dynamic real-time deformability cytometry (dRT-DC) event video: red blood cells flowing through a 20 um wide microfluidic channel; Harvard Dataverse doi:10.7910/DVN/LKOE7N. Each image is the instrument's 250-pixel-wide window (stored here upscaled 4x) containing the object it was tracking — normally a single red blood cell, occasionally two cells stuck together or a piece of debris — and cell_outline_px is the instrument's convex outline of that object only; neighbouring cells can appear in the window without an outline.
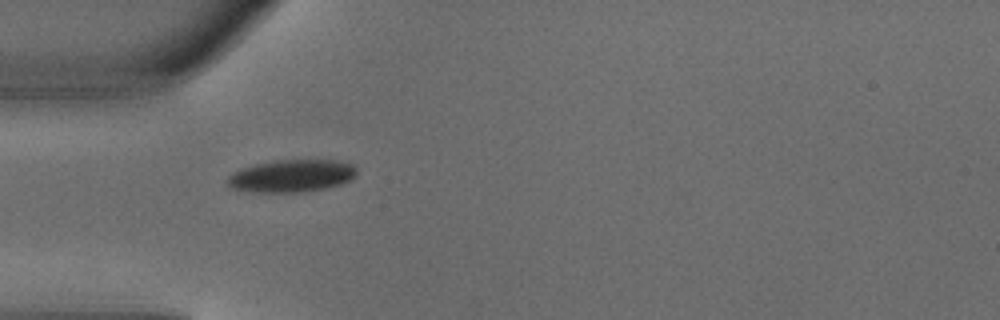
{"species": "common noctule bat (a hibernating species)", "species_latin": "Nyctalus noctula", "temperature_condition": "warm", "stored_images_in_passage": 2, "camera_frame_rate_fps": 3000, "um_per_image_px": 0.085, "animal": {"sex": "male", "body_mass_g": 18.8}, "frame": {"image": 1, "passage_image": 1, "time_ms": 0.0, "image_size_px": [1000, 320], "cell_outline_px": [[356, 172], [348, 180], [340, 184], [328, 188], [304, 192], [252, 192], [228, 188], [224, 180], [232, 172], [256, 164], [276, 160], [336, 160], [352, 164], [356, 168]], "centroid_in_image_um": [24.72, 14.96], "position_along_channel_um": 60.3, "area_um2": 24.57}}